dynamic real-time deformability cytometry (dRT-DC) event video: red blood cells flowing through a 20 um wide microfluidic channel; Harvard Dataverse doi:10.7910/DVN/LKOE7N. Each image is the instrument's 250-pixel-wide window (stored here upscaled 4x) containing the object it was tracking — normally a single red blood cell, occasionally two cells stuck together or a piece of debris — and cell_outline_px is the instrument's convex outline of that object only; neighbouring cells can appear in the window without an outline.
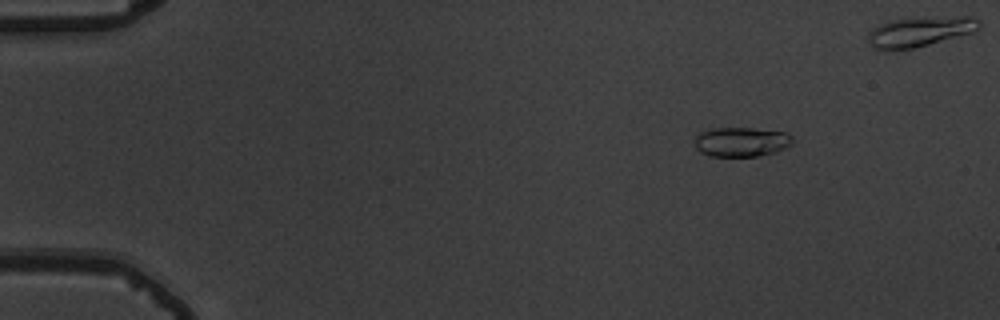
{"species": "common noctule bat (a hibernating species)", "species_latin": "Nyctalus noctula", "temperature_condition": "warm", "stored_images_in_passage": 51, "camera_frame_rate_fps": 3000, "um_per_image_px": 0.085, "animal": {"sex": "male", "body_mass_g": 19.5, "forearm_length_mm": 54.6}, "frame": {"image": 1, "passage_image": 8, "time_ms": 2.333, "image_size_px": [1000, 320], "cell_outline_px": [[792, 144], [776, 152], [756, 156], [708, 156], [700, 152], [696, 148], [696, 136], [700, 132], [712, 128], [752, 128], [784, 132], [792, 136]], "centroid_in_image_um": [63.0, 12.06], "position_along_channel_um": 22.0, "area_um2": 16.76}}
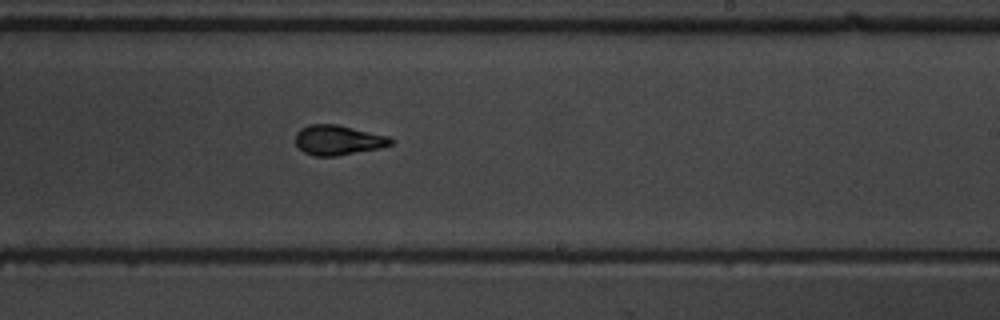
{"frame": {"image": 2, "passage_image": 35, "time_ms": 11.333, "image_size_px": [1000, 320], "cell_outline_px": [[392, 144], [380, 148], [336, 156], [312, 156], [304, 152], [296, 144], [296, 132], [300, 128], [308, 124], [336, 124], [388, 136], [392, 140]], "centroid_in_image_um": [28.7, 11.91], "position_along_channel_um": 260.3, "area_um2": 16.53}}
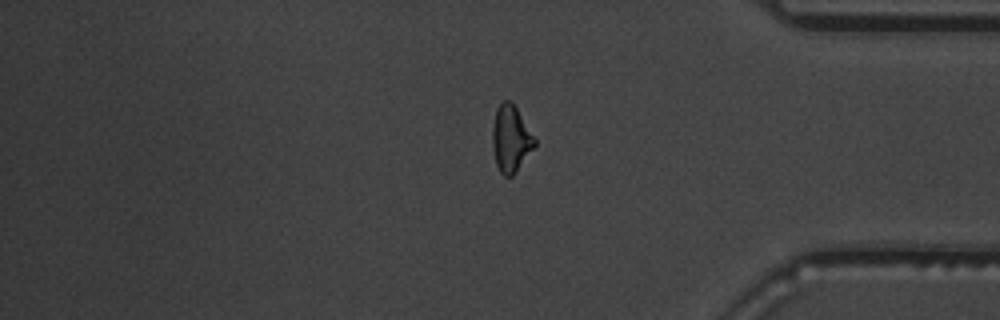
{"frame": {"image": 3, "passage_image": 47, "time_ms": 15.333, "image_size_px": [1000, 320], "cell_outline_px": [[536, 144], [516, 172], [512, 176], [504, 176], [500, 172], [496, 164], [492, 148], [492, 128], [496, 108], [504, 100], [512, 100], [536, 140]], "centroid_in_image_um": [43.4, 11.78], "position_along_channel_um": 391.8, "area_um2": 16.42}}